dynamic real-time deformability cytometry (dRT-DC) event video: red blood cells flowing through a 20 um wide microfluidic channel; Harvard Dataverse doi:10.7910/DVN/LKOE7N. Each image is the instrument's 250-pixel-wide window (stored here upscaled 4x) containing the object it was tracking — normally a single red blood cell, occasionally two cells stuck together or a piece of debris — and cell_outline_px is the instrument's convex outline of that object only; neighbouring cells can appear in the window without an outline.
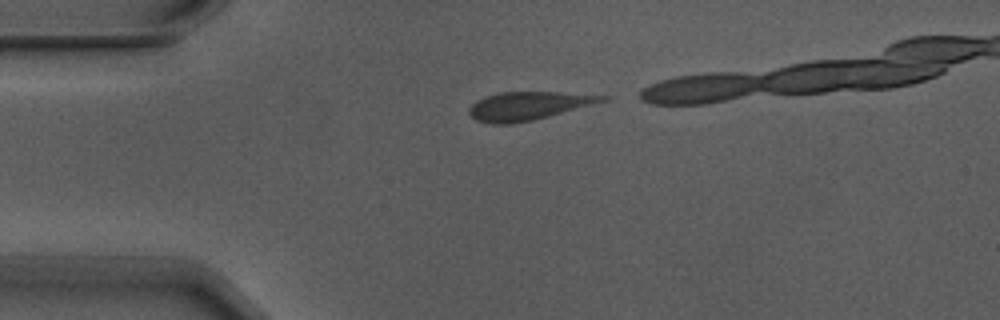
{"species": "Egyptian fruit bat (a non-hibernating species)", "species_latin": "Rousettus aegyptiacus", "temperature_condition": "warm", "stored_images_in_passage": 8, "camera_frame_rate_fps": 3000, "um_per_image_px": 0.085, "animal": {"sex": "male"}, "frame": {"image": 1, "passage_image": 1, "time_ms": 0.0, "image_size_px": [1000, 320], "cell_outline_px": [[612, 96], [608, 100], [548, 116], [532, 120], [508, 124], [492, 124], [476, 120], [468, 112], [468, 108], [476, 100], [500, 92], [556, 92]], "centroid_in_image_um": [44.89, 8.99], "position_along_channel_um": 40.1, "area_um2": 21.68}}
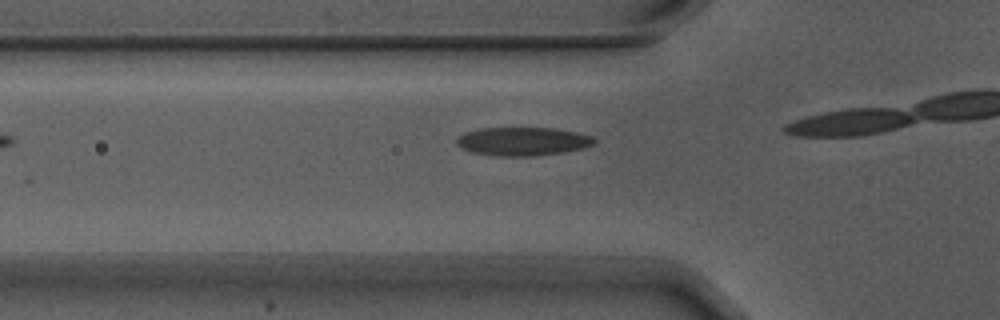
{"frame": {"image": 2, "passage_image": 4, "time_ms": 1.0, "image_size_px": [1000, 320], "cell_outline_px": [[596, 140], [592, 144], [584, 148], [564, 152], [532, 156], [496, 156], [472, 152], [460, 148], [456, 144], [456, 140], [464, 132], [480, 128], [556, 128], [576, 132], [592, 136]], "centroid_in_image_um": [44.41, 12.02], "position_along_channel_um": 81.4, "area_um2": 22.89}}
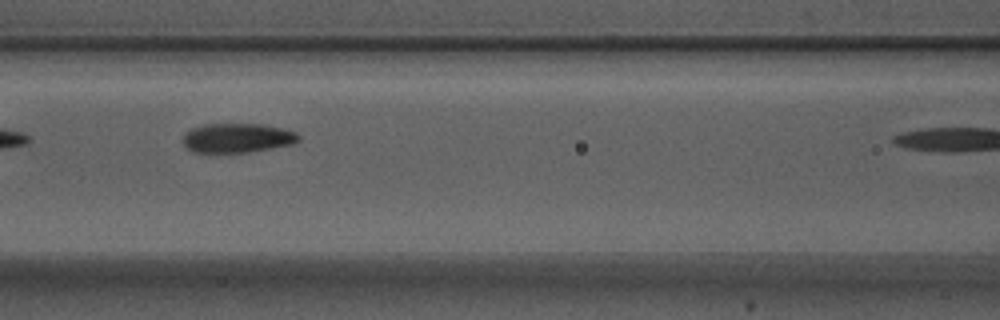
{"frame": {"image": 3, "passage_image": 7, "time_ms": 2.0, "image_size_px": [1000, 320], "cell_outline_px": [[300, 140], [292, 144], [248, 152], [192, 152], [184, 144], [184, 136], [192, 128], [204, 124], [260, 124], [284, 128], [296, 132], [300, 136]], "centroid_in_image_um": [20.21, 11.72], "position_along_channel_um": 146.4, "area_um2": 19.59}}